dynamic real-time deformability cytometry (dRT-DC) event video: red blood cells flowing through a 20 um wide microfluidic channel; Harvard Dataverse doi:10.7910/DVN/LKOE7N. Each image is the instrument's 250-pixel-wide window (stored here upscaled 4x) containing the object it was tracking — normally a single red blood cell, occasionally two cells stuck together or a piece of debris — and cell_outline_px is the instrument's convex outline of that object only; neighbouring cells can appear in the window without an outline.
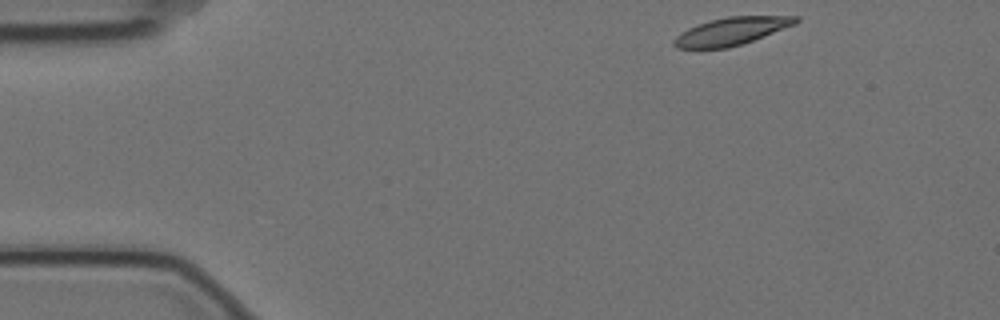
{"species": "Egyptian fruit bat (a non-hibernating species)", "species_latin": "Rousettus aegyptiacus", "temperature_condition": "cold", "stored_images_in_passage": 4, "camera_frame_rate_fps": 3000, "um_per_image_px": 0.085, "animal": {"sex": "female"}, "frame": {"image": 1, "passage_image": 1, "time_ms": 0.0, "image_size_px": [1000, 320], "cell_outline_px": [[800, 20], [796, 24], [764, 36], [728, 48], [676, 48], [672, 44], [672, 40], [676, 36], [688, 28], [712, 20], [728, 16], [800, 16]], "centroid_in_image_um": [62.18, 2.65], "position_along_channel_um": 22.8, "area_um2": 19.42}}
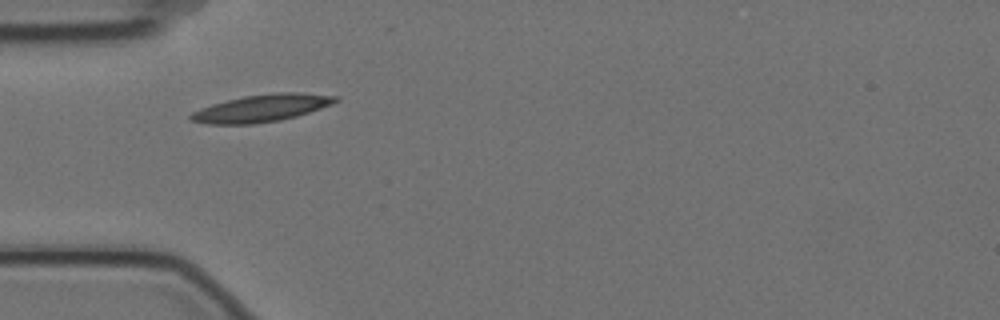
{"frame": {"image": 2, "passage_image": 3, "time_ms": 0.667, "image_size_px": [1000, 320], "cell_outline_px": [[340, 100], [332, 104], [296, 116], [280, 120], [252, 124], [208, 124], [188, 120], [188, 116], [192, 112], [200, 108], [212, 104], [244, 96], [280, 92], [300, 92], [336, 96]], "centroid_in_image_um": [22.21, 9.19], "position_along_channel_um": 62.8, "area_um2": 22.89}}
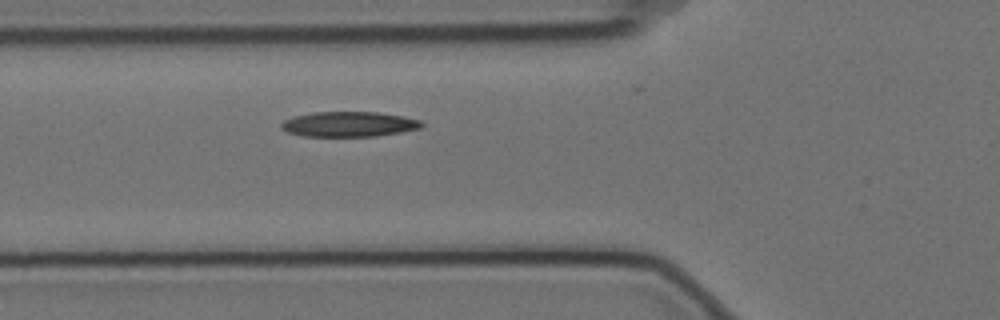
{"frame": {"image": 3, "passage_image": 4, "time_ms": 1.0, "image_size_px": [1000, 320], "cell_outline_px": [[424, 124], [420, 128], [400, 132], [376, 136], [304, 136], [288, 132], [280, 128], [280, 124], [284, 120], [292, 116], [312, 112], [380, 112], [404, 116], [420, 120]], "centroid_in_image_um": [29.64, 10.54], "position_along_channel_um": 96.2, "area_um2": 20.63}}